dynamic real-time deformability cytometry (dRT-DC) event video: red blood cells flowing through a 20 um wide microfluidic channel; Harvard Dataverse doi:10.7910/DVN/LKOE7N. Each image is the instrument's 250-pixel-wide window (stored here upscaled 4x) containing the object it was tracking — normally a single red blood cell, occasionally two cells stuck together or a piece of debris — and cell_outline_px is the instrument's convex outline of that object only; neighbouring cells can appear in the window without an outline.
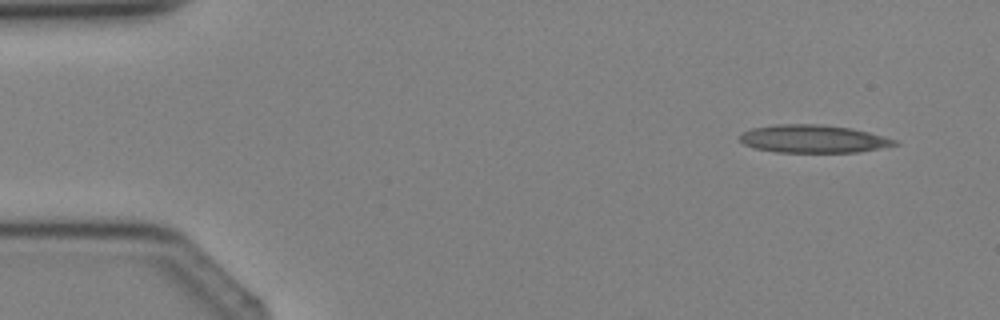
{"species": "Egyptian fruit bat (a non-hibernating species)", "species_latin": "Rousettus aegyptiacus", "temperature_condition": "cold", "stored_images_in_passage": 4, "camera_frame_rate_fps": 3000, "um_per_image_px": 0.085, "animal": {"sex": "female"}, "frame": {"image": 1, "passage_image": 4, "time_ms": 4.333, "image_size_px": [1000, 320], "cell_outline_px": [[900, 144], [860, 152], [776, 152], [756, 148], [744, 144], [740, 140], [740, 136], [744, 132], [752, 128], [776, 124], [820, 124], [852, 128], [884, 136], [896, 140]], "centroid_in_image_um": [69.15, 11.8], "position_along_channel_um": 15.8, "area_um2": 25.09}}